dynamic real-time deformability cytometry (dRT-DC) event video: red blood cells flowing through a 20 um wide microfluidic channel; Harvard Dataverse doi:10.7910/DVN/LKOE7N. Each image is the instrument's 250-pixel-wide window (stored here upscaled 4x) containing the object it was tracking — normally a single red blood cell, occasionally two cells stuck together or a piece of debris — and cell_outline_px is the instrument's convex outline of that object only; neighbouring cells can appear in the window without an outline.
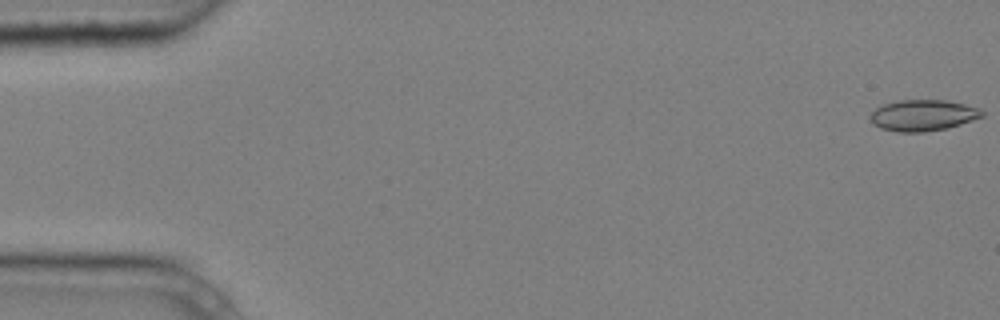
{"species": "common noctule bat (a hibernating species)", "species_latin": "Nyctalus noctula", "temperature_condition": "cold", "stored_images_in_passage": 6, "segment_of_instrument_passage": [2, 2], "camera_frame_rate_fps": 3000, "um_per_image_px": 0.085, "animal": {"sex": "male", "body_mass_g": 20.4}, "frame": {"image": 1, "passage_image": 6, "time_ms": 1.667, "image_size_px": [1000, 320], "cell_outline_px": [[984, 116], [948, 128], [924, 132], [900, 132], [880, 128], [872, 124], [872, 112], [880, 104], [896, 100], [944, 100], [964, 104], [980, 108], [984, 112]], "centroid_in_image_um": [78.45, 9.79], "position_along_channel_um": 6.6, "area_um2": 20.35}}